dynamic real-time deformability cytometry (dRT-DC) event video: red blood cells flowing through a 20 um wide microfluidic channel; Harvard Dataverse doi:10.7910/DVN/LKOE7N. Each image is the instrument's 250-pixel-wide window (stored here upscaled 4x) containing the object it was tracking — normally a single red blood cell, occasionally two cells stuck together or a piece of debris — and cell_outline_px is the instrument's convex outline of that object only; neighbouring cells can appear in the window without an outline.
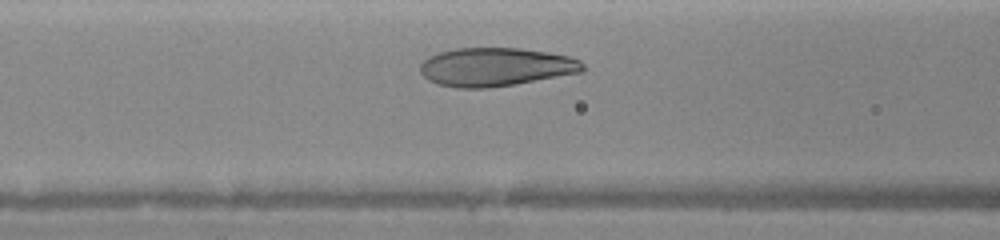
{"species": "human", "species_latin": "Homo sapiens", "temperature_condition": "warm", "stored_images_in_passage": 18, "camera_frame_rate_fps": 3000, "um_per_image_px": 0.085, "donor": {"sex": "female"}, "frame": {"image": 1, "passage_image": 6, "time_ms": 2.0, "image_size_px": [1000, 240], "cell_outline_px": [[584, 72], [488, 88], [456, 88], [436, 84], [428, 80], [420, 72], [420, 64], [428, 56], [440, 52], [456, 48], [520, 48], [548, 52], [568, 56], [580, 60], [584, 64]], "centroid_in_image_um": [42.12, 5.69], "position_along_channel_um": 124.5, "area_um2": 36.53}}
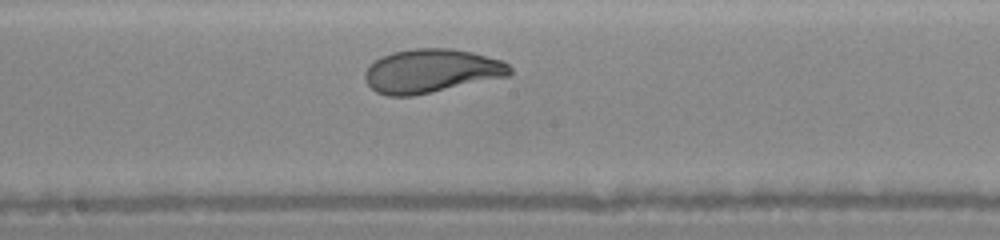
{"frame": {"image": 2, "passage_image": 12, "time_ms": 4.0, "image_size_px": [1000, 240], "cell_outline_px": [[512, 76], [412, 96], [388, 96], [376, 92], [364, 80], [364, 72], [376, 60], [392, 52], [416, 48], [452, 48], [472, 52], [504, 60], [512, 68]], "centroid_in_image_um": [36.72, 6.03], "position_along_channel_um": 211.5, "area_um2": 37.17}}
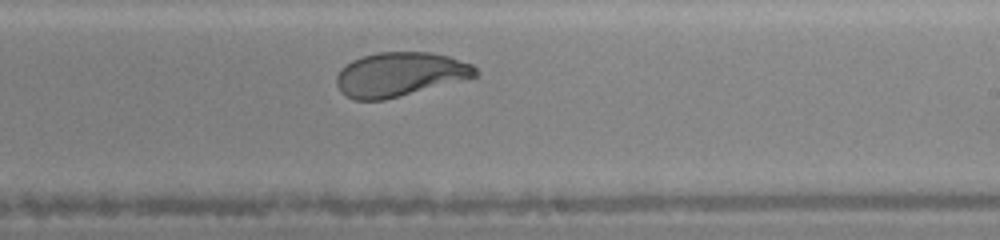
{"frame": {"image": 3, "passage_image": 15, "time_ms": 5.0, "image_size_px": [1000, 240], "cell_outline_px": [[480, 76], [468, 80], [384, 100], [352, 100], [340, 92], [336, 84], [336, 76], [340, 68], [352, 60], [376, 52], [432, 52], [448, 56], [472, 64], [480, 72]], "centroid_in_image_um": [34.02, 6.33], "position_along_channel_um": 255.0, "area_um2": 36.41}}